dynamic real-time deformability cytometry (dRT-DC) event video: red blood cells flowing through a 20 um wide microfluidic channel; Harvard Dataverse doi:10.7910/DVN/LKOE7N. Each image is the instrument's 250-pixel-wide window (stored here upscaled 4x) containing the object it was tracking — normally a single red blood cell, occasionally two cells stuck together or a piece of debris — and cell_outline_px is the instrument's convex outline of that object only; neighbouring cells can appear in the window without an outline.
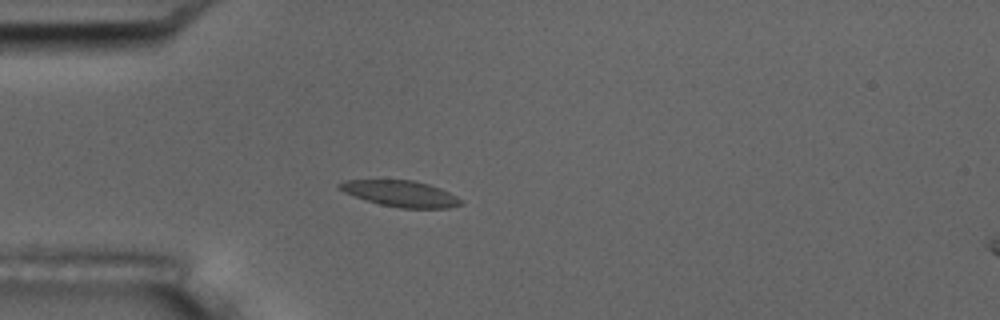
{"species": "common noctule bat (a hibernating species)", "species_latin": "Nyctalus noctula", "temperature_condition": "room temperature", "stored_images_in_passage": 5, "camera_frame_rate_fps": 3000, "um_per_image_px": 0.085, "animal": {"sex": "male", "body_mass_g": 17.5, "forearm_length_mm": 52.3}, "frame": {"image": 1, "passage_image": 4, "time_ms": 4.333, "image_size_px": [1000, 320], "cell_outline_px": [[464, 204], [448, 208], [400, 208], [380, 204], [344, 192], [336, 188], [336, 184], [344, 180], [412, 180], [428, 184], [440, 188], [464, 200]], "centroid_in_image_um": [34.07, 16.46], "position_along_channel_um": 50.9, "area_um2": 18.44}}